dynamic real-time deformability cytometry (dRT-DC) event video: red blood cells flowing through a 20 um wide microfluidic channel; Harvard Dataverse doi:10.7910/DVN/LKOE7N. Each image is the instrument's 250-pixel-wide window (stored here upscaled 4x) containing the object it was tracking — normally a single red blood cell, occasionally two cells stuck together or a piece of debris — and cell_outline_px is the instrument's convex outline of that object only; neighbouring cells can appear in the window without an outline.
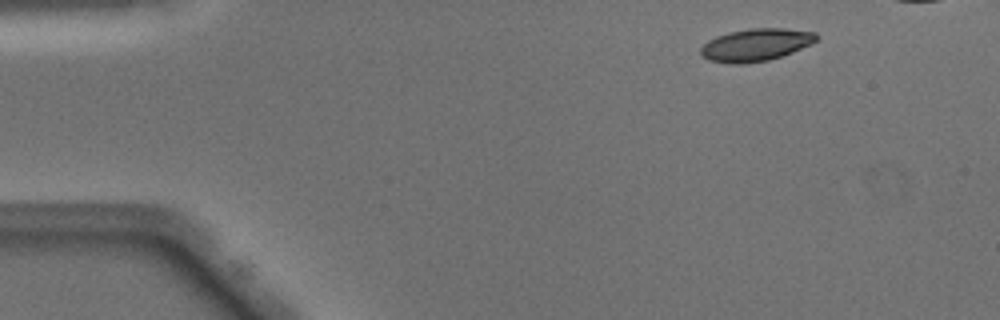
{"species": "Egyptian fruit bat (a non-hibernating species)", "species_latin": "Rousettus aegyptiacus", "temperature_condition": "warm", "stored_images_in_passage": 39, "camera_frame_rate_fps": 3000, "um_per_image_px": 0.085, "animal": {"sex": "male"}, "frame": {"image": 1, "passage_image": 1, "time_ms": 0.0, "image_size_px": [1000, 320], "cell_outline_px": [[816, 40], [812, 44], [792, 52], [768, 60], [740, 64], [732, 64], [708, 60], [700, 56], [700, 48], [708, 40], [716, 36], [728, 32], [748, 28], [784, 28], [816, 32]], "centroid_in_image_um": [64.2, 3.81], "position_along_channel_um": 20.8, "area_um2": 21.96}}
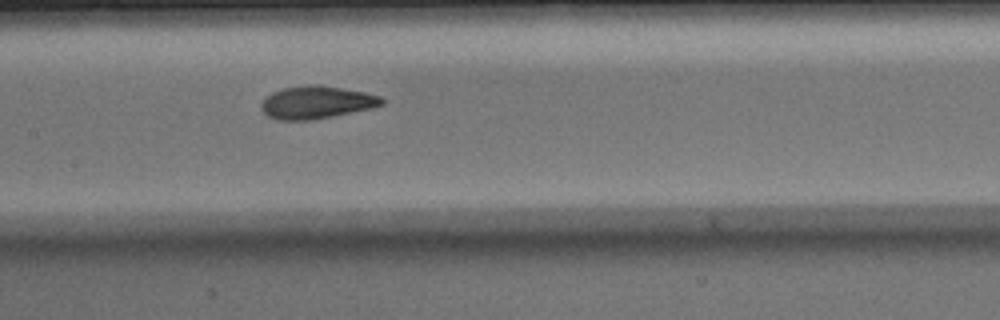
{"frame": {"image": 2, "passage_image": 19, "time_ms": 6.0, "image_size_px": [1000, 320], "cell_outline_px": [[384, 104], [372, 108], [312, 120], [276, 120], [268, 116], [260, 108], [260, 104], [272, 92], [284, 88], [308, 84], [312, 84], [340, 88], [364, 92], [380, 96], [384, 100]], "centroid_in_image_um": [26.89, 8.71], "position_along_channel_um": 180.5, "area_um2": 22.77}}
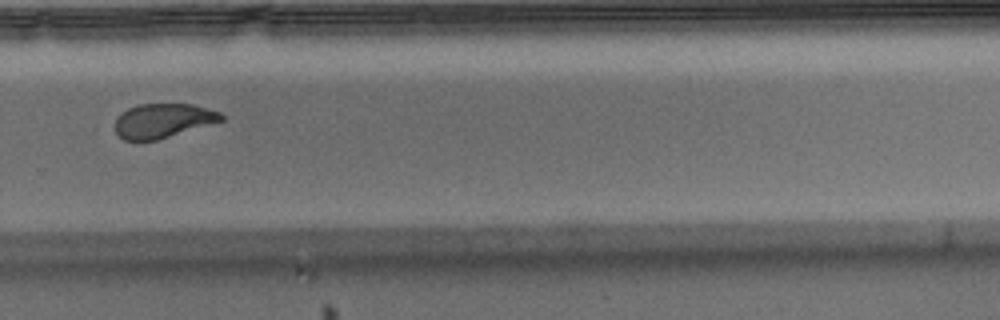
{"frame": {"image": 3, "passage_image": 29, "time_ms": 9.333, "image_size_px": [1000, 320], "cell_outline_px": [[224, 120], [156, 140], [124, 140], [116, 132], [116, 120], [128, 108], [136, 104], [192, 104], [220, 112], [224, 116]], "centroid_in_image_um": [13.87, 10.25], "position_along_channel_um": 315.9, "area_um2": 20.87}}